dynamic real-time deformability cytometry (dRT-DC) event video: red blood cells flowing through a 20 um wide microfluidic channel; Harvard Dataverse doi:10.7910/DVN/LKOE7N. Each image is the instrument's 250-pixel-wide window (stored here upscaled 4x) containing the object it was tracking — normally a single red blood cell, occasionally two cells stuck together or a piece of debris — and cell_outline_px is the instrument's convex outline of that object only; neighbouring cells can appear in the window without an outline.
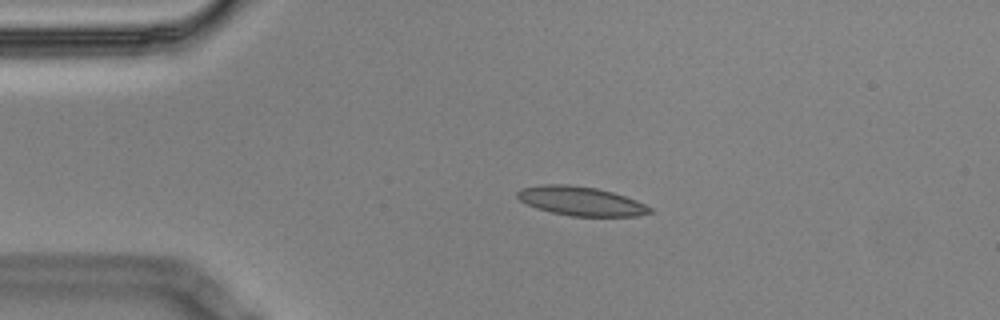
{"species": "Egyptian fruit bat (a non-hibernating species)", "species_latin": "Rousettus aegyptiacus", "temperature_condition": "cold", "stored_images_in_passage": 4, "camera_frame_rate_fps": 3000, "um_per_image_px": 0.085, "animal": {"sex": "male"}, "frame": {"image": 1, "passage_image": 3, "time_ms": 0.667, "image_size_px": [1000, 320], "cell_outline_px": [[652, 212], [636, 216], [572, 216], [552, 212], [536, 208], [520, 200], [516, 196], [516, 192], [520, 188], [544, 184], [568, 184], [596, 188], [612, 192], [636, 200], [652, 208]], "centroid_in_image_um": [49.35, 17.09], "position_along_channel_um": 35.7, "area_um2": 22.31}}